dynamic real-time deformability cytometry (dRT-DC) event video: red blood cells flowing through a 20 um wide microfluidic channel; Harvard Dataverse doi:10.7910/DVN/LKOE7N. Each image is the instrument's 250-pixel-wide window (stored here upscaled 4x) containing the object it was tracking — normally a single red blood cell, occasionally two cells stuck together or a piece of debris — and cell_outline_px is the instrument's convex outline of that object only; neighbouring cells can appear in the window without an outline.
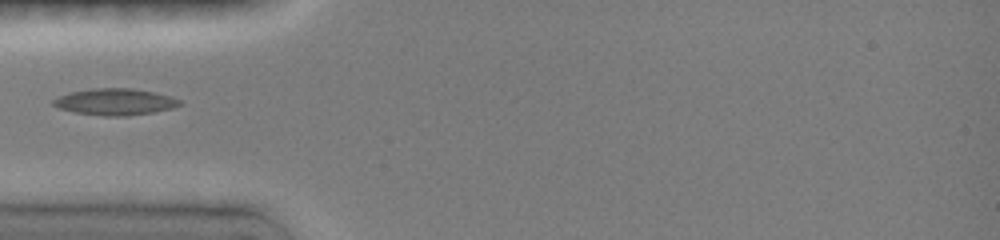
{"species": "common noctule bat (a hibernating species)", "species_latin": "Nyctalus noctula", "temperature_condition": "room temperature", "stored_images_in_passage": 14, "camera_frame_rate_fps": 3000, "um_per_image_px": 0.085, "animal": {"sex": "female", "body_mass_g": 19.0, "forearm_length_mm": 51.5}, "frame": {"image": 1, "passage_image": 8, "time_ms": 4.333, "image_size_px": [1000, 240], "cell_outline_px": [[184, 104], [172, 108], [156, 112], [128, 116], [104, 116], [76, 112], [60, 108], [52, 104], [52, 100], [60, 96], [72, 92], [96, 88], [132, 88], [152, 92], [168, 96], [180, 100]], "centroid_in_image_um": [9.82, 8.66], "position_along_channel_um": 75.2, "area_um2": 19.36}}